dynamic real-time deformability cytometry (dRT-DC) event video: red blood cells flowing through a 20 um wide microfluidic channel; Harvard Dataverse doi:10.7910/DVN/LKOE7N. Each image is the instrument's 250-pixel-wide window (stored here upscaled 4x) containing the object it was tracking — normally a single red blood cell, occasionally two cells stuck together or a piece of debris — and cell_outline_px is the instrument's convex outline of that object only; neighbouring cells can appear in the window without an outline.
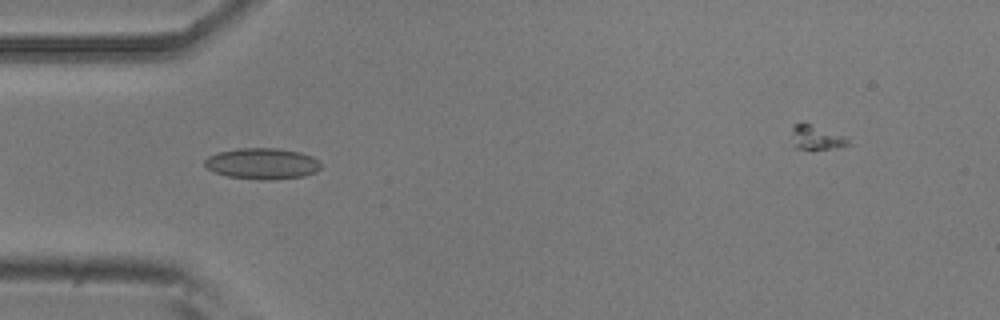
{"species": "common noctule bat (a hibernating species)", "species_latin": "Nyctalus noctula", "temperature_condition": "room temperature", "stored_images_in_passage": 7, "camera_frame_rate_fps": 3000, "um_per_image_px": 0.085, "animal": {"sex": "male", "body_mass_g": 20.5, "forearm_length_mm": 52.5}, "frame": {"image": 1, "passage_image": 4, "time_ms": 1.0, "image_size_px": [1000, 320], "cell_outline_px": [[320, 168], [316, 172], [304, 176], [272, 180], [260, 180], [228, 176], [216, 172], [208, 168], [204, 164], [204, 160], [208, 156], [220, 152], [240, 148], [276, 148], [300, 152], [312, 156], [320, 160]], "centroid_in_image_um": [22.33, 13.91], "position_along_channel_um": 62.7, "area_um2": 21.04}}
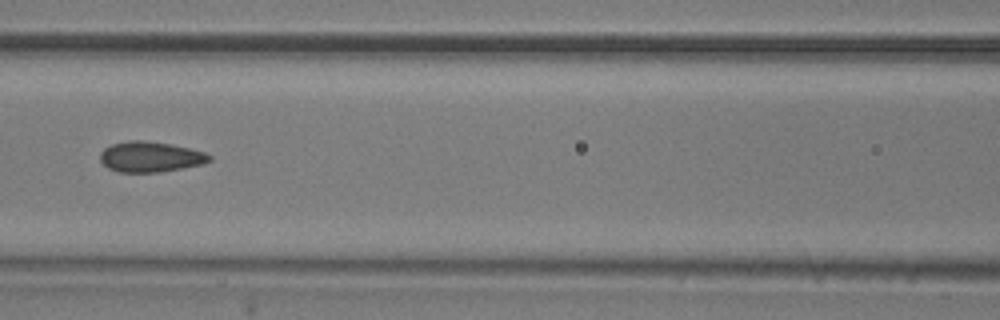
{"frame": {"image": 2, "passage_image": 6, "time_ms": 1.667, "image_size_px": [1000, 320], "cell_outline_px": [[212, 160], [204, 164], [160, 172], [120, 172], [108, 168], [100, 160], [100, 152], [104, 148], [112, 144], [128, 140], [144, 140], [168, 144], [188, 148], [204, 152], [212, 156]], "centroid_in_image_um": [12.78, 13.33], "position_along_channel_um": 153.8, "area_um2": 19.36}}
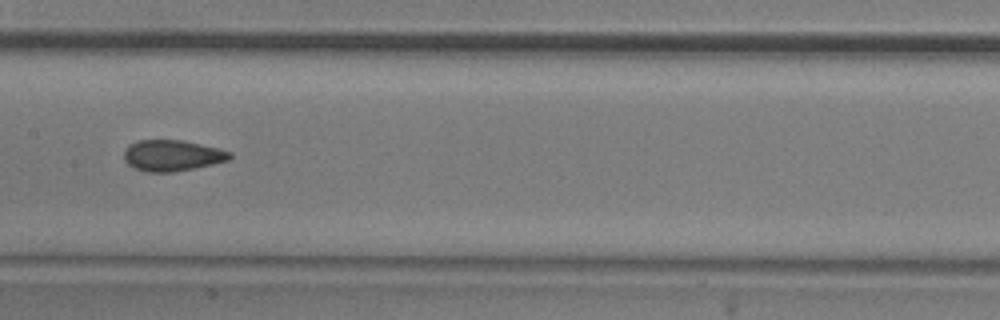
{"frame": {"image": 3, "passage_image": 7, "time_ms": 2.0, "image_size_px": [1000, 320], "cell_outline_px": [[232, 156], [228, 160], [212, 164], [172, 172], [144, 172], [128, 164], [124, 160], [124, 148], [128, 144], [136, 140], [184, 140], [220, 148], [232, 152]], "centroid_in_image_um": [14.61, 13.2], "position_along_channel_um": 192.8, "area_um2": 19.31}}